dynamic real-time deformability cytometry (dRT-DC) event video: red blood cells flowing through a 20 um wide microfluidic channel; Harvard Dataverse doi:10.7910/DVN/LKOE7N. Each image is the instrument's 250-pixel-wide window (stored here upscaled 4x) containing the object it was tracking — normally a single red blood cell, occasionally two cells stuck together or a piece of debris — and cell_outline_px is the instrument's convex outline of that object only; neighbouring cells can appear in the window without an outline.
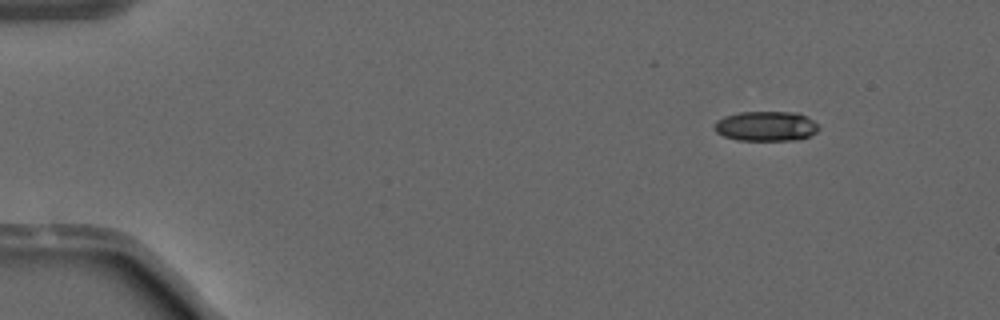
{"species": "common noctule bat (a hibernating species)", "species_latin": "Nyctalus noctula", "temperature_condition": "warm", "stored_images_in_passage": 46, "camera_frame_rate_fps": 3000, "um_per_image_px": 0.085, "animal": {"sex": "male", "forearm_length_mm": 52.5}, "frame": {"image": 1, "passage_image": 1, "time_ms": 0.0, "image_size_px": [1000, 320], "cell_outline_px": [[820, 128], [816, 132], [808, 136], [796, 140], [736, 140], [724, 136], [716, 132], [716, 120], [724, 116], [740, 112], [796, 112], [812, 120]], "centroid_in_image_um": [65.1, 10.72], "position_along_channel_um": 19.9, "area_um2": 17.98}}
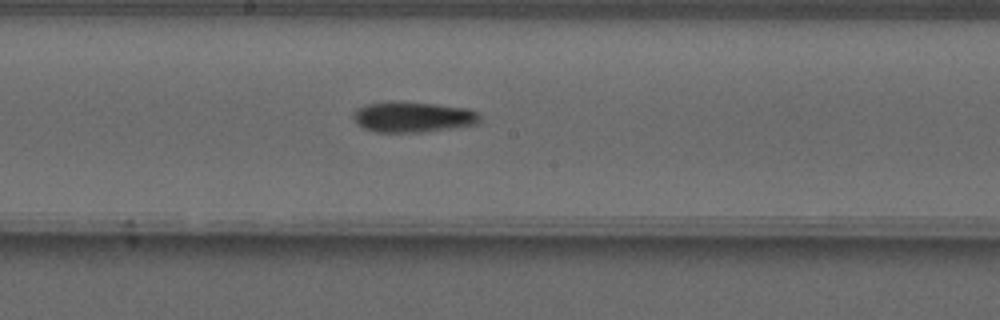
{"frame": {"image": 2, "passage_image": 23, "time_ms": 7.333, "image_size_px": [1000, 320], "cell_outline_px": [[480, 124], [420, 132], [372, 132], [356, 124], [352, 116], [360, 108], [368, 104], [388, 100], [436, 104], [468, 108], [476, 112], [480, 116]], "centroid_in_image_um": [35.1, 9.94], "position_along_channel_um": 213.1, "area_um2": 22.66}}
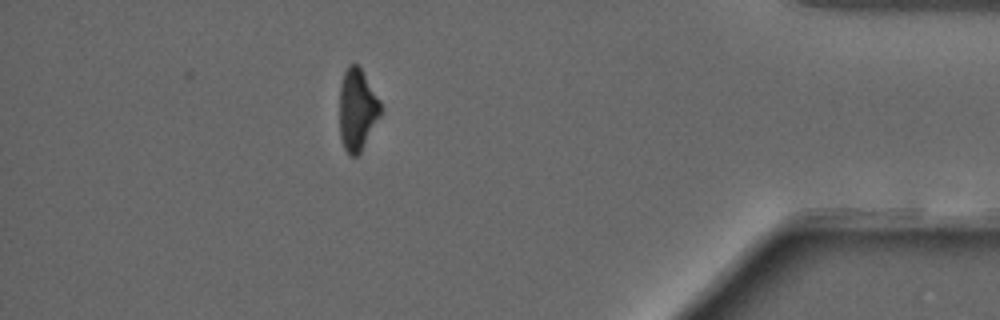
{"frame": {"image": 3, "passage_image": 40, "time_ms": 13.0, "image_size_px": [1000, 320], "cell_outline_px": [[380, 116], [360, 152], [356, 156], [348, 156], [344, 148], [340, 136], [340, 84], [344, 72], [348, 64], [356, 64], [360, 68], [380, 100]], "centroid_in_image_um": [30.34, 9.33], "position_along_channel_um": 404.9, "area_um2": 19.36}, "authors_computed_cell_mechanics": {"area_um2": 20.7502, "velocity_mm_per_s": 4.1038, "shape_relaxation_time_tau1_ms": null, "shape_relaxation_time_tau2_ms": 10.8518, "deformation_change_tau1": null, "deformation_change_tau2": 0.2222}}